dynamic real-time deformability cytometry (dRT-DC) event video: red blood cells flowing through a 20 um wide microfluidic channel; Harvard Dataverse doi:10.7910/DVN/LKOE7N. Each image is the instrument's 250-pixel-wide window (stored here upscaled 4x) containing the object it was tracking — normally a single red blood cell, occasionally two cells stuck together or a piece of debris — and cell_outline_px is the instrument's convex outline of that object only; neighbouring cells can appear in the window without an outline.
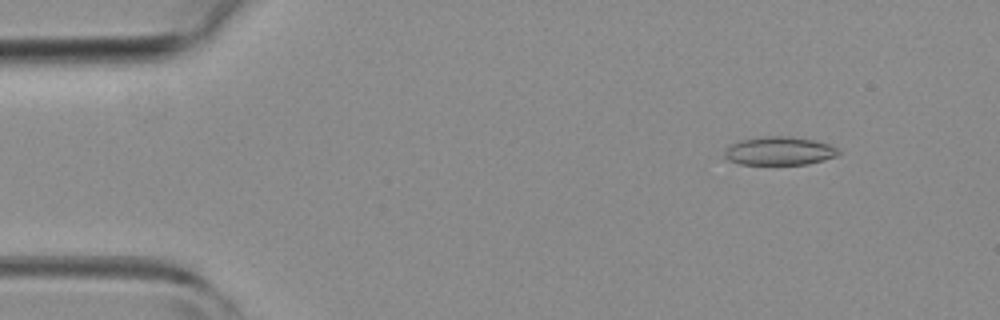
{"species": "common noctule bat (a hibernating species)", "species_latin": "Nyctalus noctula", "temperature_condition": "room temperature", "stored_images_in_passage": 4, "camera_frame_rate_fps": 3000, "um_per_image_px": 0.085, "animal": {"sex": "female", "body_mass_g": 19.3, "forearm_length_mm": 54.1}, "frame": {"image": 1, "passage_image": 2, "time_ms": 1.0, "image_size_px": [1000, 320], "cell_outline_px": [[840, 152], [836, 156], [808, 164], [740, 164], [728, 160], [724, 156], [724, 148], [740, 140], [764, 136], [788, 136], [812, 140], [828, 144], [840, 148]], "centroid_in_image_um": [66.22, 12.83], "position_along_channel_um": 18.8, "area_um2": 18.84}}